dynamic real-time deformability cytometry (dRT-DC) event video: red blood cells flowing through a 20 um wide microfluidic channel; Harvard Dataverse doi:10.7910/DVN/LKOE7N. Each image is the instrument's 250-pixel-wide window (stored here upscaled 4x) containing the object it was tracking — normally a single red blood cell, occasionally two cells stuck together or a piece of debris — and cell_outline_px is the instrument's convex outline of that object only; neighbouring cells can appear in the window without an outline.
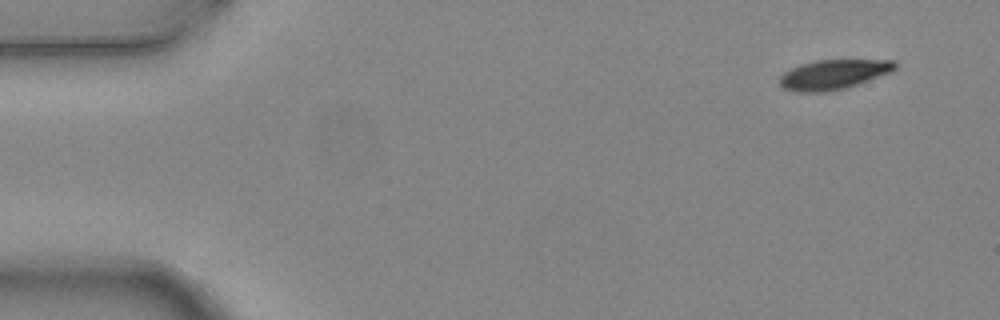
{"species": "common noctule bat (a hibernating species)", "species_latin": "Nyctalus noctula", "temperature_condition": "warm", "stored_images_in_passage": 5, "camera_frame_rate_fps": 3000, "um_per_image_px": 0.085, "animal": {"sex": "female", "body_mass_g": 24.6, "forearm_length_mm": 56.2}, "frame": {"image": 1, "passage_image": 1, "time_ms": 0.0, "image_size_px": [1000, 320], "cell_outline_px": [[896, 68], [892, 72], [848, 88], [828, 92], [796, 92], [784, 88], [780, 84], [780, 76], [784, 72], [800, 64], [816, 60], [892, 60], [896, 64]], "centroid_in_image_um": [70.86, 6.34], "position_along_channel_um": 14.1, "area_um2": 20.11}}
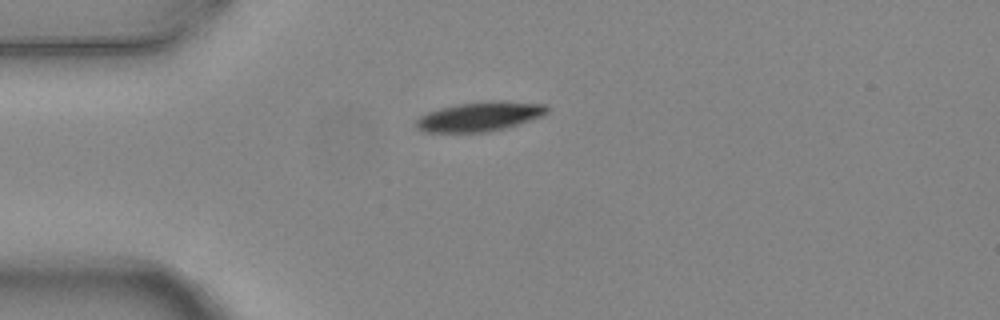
{"frame": {"image": 2, "passage_image": 4, "time_ms": 1.0, "image_size_px": [1000, 320], "cell_outline_px": [[548, 112], [544, 116], [504, 128], [488, 132], [424, 132], [416, 128], [416, 120], [420, 116], [428, 112], [440, 108], [456, 104], [492, 100], [500, 100], [548, 104]], "centroid_in_image_um": [40.81, 9.89], "position_along_channel_um": 44.2, "area_um2": 22.66}}